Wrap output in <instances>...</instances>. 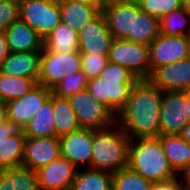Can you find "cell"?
Masks as SVG:
<instances>
[{
  "instance_id": "obj_1",
  "label": "cell",
  "mask_w": 190,
  "mask_h": 190,
  "mask_svg": "<svg viewBox=\"0 0 190 190\" xmlns=\"http://www.w3.org/2000/svg\"><path fill=\"white\" fill-rule=\"evenodd\" d=\"M162 98L163 91L148 80H138L116 115V123L130 139L159 137Z\"/></svg>"
},
{
  "instance_id": "obj_2",
  "label": "cell",
  "mask_w": 190,
  "mask_h": 190,
  "mask_svg": "<svg viewBox=\"0 0 190 190\" xmlns=\"http://www.w3.org/2000/svg\"><path fill=\"white\" fill-rule=\"evenodd\" d=\"M128 167L153 184L178 179L158 137L131 139Z\"/></svg>"
},
{
  "instance_id": "obj_3",
  "label": "cell",
  "mask_w": 190,
  "mask_h": 190,
  "mask_svg": "<svg viewBox=\"0 0 190 190\" xmlns=\"http://www.w3.org/2000/svg\"><path fill=\"white\" fill-rule=\"evenodd\" d=\"M130 138L116 122L93 130L91 168L109 173L128 167Z\"/></svg>"
},
{
  "instance_id": "obj_4",
  "label": "cell",
  "mask_w": 190,
  "mask_h": 190,
  "mask_svg": "<svg viewBox=\"0 0 190 190\" xmlns=\"http://www.w3.org/2000/svg\"><path fill=\"white\" fill-rule=\"evenodd\" d=\"M67 99L81 128L99 130L116 122V116L87 89L78 91Z\"/></svg>"
},
{
  "instance_id": "obj_5",
  "label": "cell",
  "mask_w": 190,
  "mask_h": 190,
  "mask_svg": "<svg viewBox=\"0 0 190 190\" xmlns=\"http://www.w3.org/2000/svg\"><path fill=\"white\" fill-rule=\"evenodd\" d=\"M149 46L124 39H113L108 62L127 68L138 80H147L150 75Z\"/></svg>"
},
{
  "instance_id": "obj_6",
  "label": "cell",
  "mask_w": 190,
  "mask_h": 190,
  "mask_svg": "<svg viewBox=\"0 0 190 190\" xmlns=\"http://www.w3.org/2000/svg\"><path fill=\"white\" fill-rule=\"evenodd\" d=\"M82 70L81 53L59 54L49 52L44 47L40 53L38 84L52 89L70 74Z\"/></svg>"
},
{
  "instance_id": "obj_7",
  "label": "cell",
  "mask_w": 190,
  "mask_h": 190,
  "mask_svg": "<svg viewBox=\"0 0 190 190\" xmlns=\"http://www.w3.org/2000/svg\"><path fill=\"white\" fill-rule=\"evenodd\" d=\"M19 18L44 39L61 22L59 1L21 0Z\"/></svg>"
},
{
  "instance_id": "obj_8",
  "label": "cell",
  "mask_w": 190,
  "mask_h": 190,
  "mask_svg": "<svg viewBox=\"0 0 190 190\" xmlns=\"http://www.w3.org/2000/svg\"><path fill=\"white\" fill-rule=\"evenodd\" d=\"M186 106V91L163 92L160 110L161 135H179L190 122Z\"/></svg>"
},
{
  "instance_id": "obj_9",
  "label": "cell",
  "mask_w": 190,
  "mask_h": 190,
  "mask_svg": "<svg viewBox=\"0 0 190 190\" xmlns=\"http://www.w3.org/2000/svg\"><path fill=\"white\" fill-rule=\"evenodd\" d=\"M150 72L155 68L190 57L186 36L159 34L149 45Z\"/></svg>"
},
{
  "instance_id": "obj_10",
  "label": "cell",
  "mask_w": 190,
  "mask_h": 190,
  "mask_svg": "<svg viewBox=\"0 0 190 190\" xmlns=\"http://www.w3.org/2000/svg\"><path fill=\"white\" fill-rule=\"evenodd\" d=\"M137 81H103L100 77L88 80L86 89L115 116L125 106Z\"/></svg>"
},
{
  "instance_id": "obj_11",
  "label": "cell",
  "mask_w": 190,
  "mask_h": 190,
  "mask_svg": "<svg viewBox=\"0 0 190 190\" xmlns=\"http://www.w3.org/2000/svg\"><path fill=\"white\" fill-rule=\"evenodd\" d=\"M51 93V89L37 84L24 96L6 102L7 119L17 129L23 130Z\"/></svg>"
},
{
  "instance_id": "obj_12",
  "label": "cell",
  "mask_w": 190,
  "mask_h": 190,
  "mask_svg": "<svg viewBox=\"0 0 190 190\" xmlns=\"http://www.w3.org/2000/svg\"><path fill=\"white\" fill-rule=\"evenodd\" d=\"M60 154L77 169L91 168L93 130L80 128L59 137Z\"/></svg>"
},
{
  "instance_id": "obj_13",
  "label": "cell",
  "mask_w": 190,
  "mask_h": 190,
  "mask_svg": "<svg viewBox=\"0 0 190 190\" xmlns=\"http://www.w3.org/2000/svg\"><path fill=\"white\" fill-rule=\"evenodd\" d=\"M113 39L108 31L105 17L100 12L78 32L79 52L108 55Z\"/></svg>"
},
{
  "instance_id": "obj_14",
  "label": "cell",
  "mask_w": 190,
  "mask_h": 190,
  "mask_svg": "<svg viewBox=\"0 0 190 190\" xmlns=\"http://www.w3.org/2000/svg\"><path fill=\"white\" fill-rule=\"evenodd\" d=\"M142 10L139 4L112 2L101 8L108 31L115 39L133 42L134 13Z\"/></svg>"
},
{
  "instance_id": "obj_15",
  "label": "cell",
  "mask_w": 190,
  "mask_h": 190,
  "mask_svg": "<svg viewBox=\"0 0 190 190\" xmlns=\"http://www.w3.org/2000/svg\"><path fill=\"white\" fill-rule=\"evenodd\" d=\"M147 80L163 92L190 90V57L155 68Z\"/></svg>"
},
{
  "instance_id": "obj_16",
  "label": "cell",
  "mask_w": 190,
  "mask_h": 190,
  "mask_svg": "<svg viewBox=\"0 0 190 190\" xmlns=\"http://www.w3.org/2000/svg\"><path fill=\"white\" fill-rule=\"evenodd\" d=\"M60 155L59 137L26 138L22 166L37 171Z\"/></svg>"
},
{
  "instance_id": "obj_17",
  "label": "cell",
  "mask_w": 190,
  "mask_h": 190,
  "mask_svg": "<svg viewBox=\"0 0 190 190\" xmlns=\"http://www.w3.org/2000/svg\"><path fill=\"white\" fill-rule=\"evenodd\" d=\"M77 168L61 155L37 170L40 190H70Z\"/></svg>"
},
{
  "instance_id": "obj_18",
  "label": "cell",
  "mask_w": 190,
  "mask_h": 190,
  "mask_svg": "<svg viewBox=\"0 0 190 190\" xmlns=\"http://www.w3.org/2000/svg\"><path fill=\"white\" fill-rule=\"evenodd\" d=\"M10 52H41L43 38L20 18L5 31Z\"/></svg>"
},
{
  "instance_id": "obj_19",
  "label": "cell",
  "mask_w": 190,
  "mask_h": 190,
  "mask_svg": "<svg viewBox=\"0 0 190 190\" xmlns=\"http://www.w3.org/2000/svg\"><path fill=\"white\" fill-rule=\"evenodd\" d=\"M41 52H10L3 61L0 72L13 77L39 79Z\"/></svg>"
},
{
  "instance_id": "obj_20",
  "label": "cell",
  "mask_w": 190,
  "mask_h": 190,
  "mask_svg": "<svg viewBox=\"0 0 190 190\" xmlns=\"http://www.w3.org/2000/svg\"><path fill=\"white\" fill-rule=\"evenodd\" d=\"M43 47L49 52L59 54L77 52L79 51L78 32L61 21L45 36Z\"/></svg>"
},
{
  "instance_id": "obj_21",
  "label": "cell",
  "mask_w": 190,
  "mask_h": 190,
  "mask_svg": "<svg viewBox=\"0 0 190 190\" xmlns=\"http://www.w3.org/2000/svg\"><path fill=\"white\" fill-rule=\"evenodd\" d=\"M61 21L79 32L85 24L94 19L100 12V5H87L75 1L59 0Z\"/></svg>"
},
{
  "instance_id": "obj_22",
  "label": "cell",
  "mask_w": 190,
  "mask_h": 190,
  "mask_svg": "<svg viewBox=\"0 0 190 190\" xmlns=\"http://www.w3.org/2000/svg\"><path fill=\"white\" fill-rule=\"evenodd\" d=\"M0 190H40L37 172L23 166L0 169Z\"/></svg>"
},
{
  "instance_id": "obj_23",
  "label": "cell",
  "mask_w": 190,
  "mask_h": 190,
  "mask_svg": "<svg viewBox=\"0 0 190 190\" xmlns=\"http://www.w3.org/2000/svg\"><path fill=\"white\" fill-rule=\"evenodd\" d=\"M26 138L56 136L52 93L23 129Z\"/></svg>"
},
{
  "instance_id": "obj_24",
  "label": "cell",
  "mask_w": 190,
  "mask_h": 190,
  "mask_svg": "<svg viewBox=\"0 0 190 190\" xmlns=\"http://www.w3.org/2000/svg\"><path fill=\"white\" fill-rule=\"evenodd\" d=\"M165 156L178 174L190 163V144L179 135H160Z\"/></svg>"
},
{
  "instance_id": "obj_25",
  "label": "cell",
  "mask_w": 190,
  "mask_h": 190,
  "mask_svg": "<svg viewBox=\"0 0 190 190\" xmlns=\"http://www.w3.org/2000/svg\"><path fill=\"white\" fill-rule=\"evenodd\" d=\"M113 174L92 168L77 169L70 190H112Z\"/></svg>"
},
{
  "instance_id": "obj_26",
  "label": "cell",
  "mask_w": 190,
  "mask_h": 190,
  "mask_svg": "<svg viewBox=\"0 0 190 190\" xmlns=\"http://www.w3.org/2000/svg\"><path fill=\"white\" fill-rule=\"evenodd\" d=\"M26 136L18 129L9 138L0 140V169L22 166Z\"/></svg>"
},
{
  "instance_id": "obj_27",
  "label": "cell",
  "mask_w": 190,
  "mask_h": 190,
  "mask_svg": "<svg viewBox=\"0 0 190 190\" xmlns=\"http://www.w3.org/2000/svg\"><path fill=\"white\" fill-rule=\"evenodd\" d=\"M52 102L56 137L69 134L81 128L67 98L57 97L52 94Z\"/></svg>"
},
{
  "instance_id": "obj_28",
  "label": "cell",
  "mask_w": 190,
  "mask_h": 190,
  "mask_svg": "<svg viewBox=\"0 0 190 190\" xmlns=\"http://www.w3.org/2000/svg\"><path fill=\"white\" fill-rule=\"evenodd\" d=\"M37 84L32 78L13 77L0 72V100L6 103L20 98Z\"/></svg>"
},
{
  "instance_id": "obj_29",
  "label": "cell",
  "mask_w": 190,
  "mask_h": 190,
  "mask_svg": "<svg viewBox=\"0 0 190 190\" xmlns=\"http://www.w3.org/2000/svg\"><path fill=\"white\" fill-rule=\"evenodd\" d=\"M159 34V19L144 11L134 13L133 42L149 46Z\"/></svg>"
},
{
  "instance_id": "obj_30",
  "label": "cell",
  "mask_w": 190,
  "mask_h": 190,
  "mask_svg": "<svg viewBox=\"0 0 190 190\" xmlns=\"http://www.w3.org/2000/svg\"><path fill=\"white\" fill-rule=\"evenodd\" d=\"M160 34L186 36L190 31V12L184 5L172 10L159 20Z\"/></svg>"
},
{
  "instance_id": "obj_31",
  "label": "cell",
  "mask_w": 190,
  "mask_h": 190,
  "mask_svg": "<svg viewBox=\"0 0 190 190\" xmlns=\"http://www.w3.org/2000/svg\"><path fill=\"white\" fill-rule=\"evenodd\" d=\"M153 183L143 178L129 167L113 174L112 190H152Z\"/></svg>"
},
{
  "instance_id": "obj_32",
  "label": "cell",
  "mask_w": 190,
  "mask_h": 190,
  "mask_svg": "<svg viewBox=\"0 0 190 190\" xmlns=\"http://www.w3.org/2000/svg\"><path fill=\"white\" fill-rule=\"evenodd\" d=\"M88 78L82 70L70 74L60 81L55 87L51 89L52 94L61 98H68L69 96L86 89Z\"/></svg>"
},
{
  "instance_id": "obj_33",
  "label": "cell",
  "mask_w": 190,
  "mask_h": 190,
  "mask_svg": "<svg viewBox=\"0 0 190 190\" xmlns=\"http://www.w3.org/2000/svg\"><path fill=\"white\" fill-rule=\"evenodd\" d=\"M140 8L149 15L161 19L172 10L183 6V0H141Z\"/></svg>"
},
{
  "instance_id": "obj_34",
  "label": "cell",
  "mask_w": 190,
  "mask_h": 190,
  "mask_svg": "<svg viewBox=\"0 0 190 190\" xmlns=\"http://www.w3.org/2000/svg\"><path fill=\"white\" fill-rule=\"evenodd\" d=\"M82 71L88 79L96 78L108 63V55L81 54Z\"/></svg>"
},
{
  "instance_id": "obj_35",
  "label": "cell",
  "mask_w": 190,
  "mask_h": 190,
  "mask_svg": "<svg viewBox=\"0 0 190 190\" xmlns=\"http://www.w3.org/2000/svg\"><path fill=\"white\" fill-rule=\"evenodd\" d=\"M19 19V1L0 0V31H5Z\"/></svg>"
},
{
  "instance_id": "obj_36",
  "label": "cell",
  "mask_w": 190,
  "mask_h": 190,
  "mask_svg": "<svg viewBox=\"0 0 190 190\" xmlns=\"http://www.w3.org/2000/svg\"><path fill=\"white\" fill-rule=\"evenodd\" d=\"M103 81H138V79L125 67L108 62L99 74Z\"/></svg>"
},
{
  "instance_id": "obj_37",
  "label": "cell",
  "mask_w": 190,
  "mask_h": 190,
  "mask_svg": "<svg viewBox=\"0 0 190 190\" xmlns=\"http://www.w3.org/2000/svg\"><path fill=\"white\" fill-rule=\"evenodd\" d=\"M17 130L18 129L9 120L0 123V140L9 138Z\"/></svg>"
},
{
  "instance_id": "obj_38",
  "label": "cell",
  "mask_w": 190,
  "mask_h": 190,
  "mask_svg": "<svg viewBox=\"0 0 190 190\" xmlns=\"http://www.w3.org/2000/svg\"><path fill=\"white\" fill-rule=\"evenodd\" d=\"M9 53H10V50H9L8 41H7L5 32L0 31V67L3 61L9 55Z\"/></svg>"
},
{
  "instance_id": "obj_39",
  "label": "cell",
  "mask_w": 190,
  "mask_h": 190,
  "mask_svg": "<svg viewBox=\"0 0 190 190\" xmlns=\"http://www.w3.org/2000/svg\"><path fill=\"white\" fill-rule=\"evenodd\" d=\"M178 181L182 187L190 190V163L178 173Z\"/></svg>"
},
{
  "instance_id": "obj_40",
  "label": "cell",
  "mask_w": 190,
  "mask_h": 190,
  "mask_svg": "<svg viewBox=\"0 0 190 190\" xmlns=\"http://www.w3.org/2000/svg\"><path fill=\"white\" fill-rule=\"evenodd\" d=\"M180 186L178 179H174L166 183L153 184L152 190H178Z\"/></svg>"
},
{
  "instance_id": "obj_41",
  "label": "cell",
  "mask_w": 190,
  "mask_h": 190,
  "mask_svg": "<svg viewBox=\"0 0 190 190\" xmlns=\"http://www.w3.org/2000/svg\"><path fill=\"white\" fill-rule=\"evenodd\" d=\"M179 136L190 144V122L184 126Z\"/></svg>"
},
{
  "instance_id": "obj_42",
  "label": "cell",
  "mask_w": 190,
  "mask_h": 190,
  "mask_svg": "<svg viewBox=\"0 0 190 190\" xmlns=\"http://www.w3.org/2000/svg\"><path fill=\"white\" fill-rule=\"evenodd\" d=\"M7 119V106L5 102H0V123L5 122Z\"/></svg>"
},
{
  "instance_id": "obj_43",
  "label": "cell",
  "mask_w": 190,
  "mask_h": 190,
  "mask_svg": "<svg viewBox=\"0 0 190 190\" xmlns=\"http://www.w3.org/2000/svg\"><path fill=\"white\" fill-rule=\"evenodd\" d=\"M69 1H75L87 5H99L95 0H69Z\"/></svg>"
},
{
  "instance_id": "obj_44",
  "label": "cell",
  "mask_w": 190,
  "mask_h": 190,
  "mask_svg": "<svg viewBox=\"0 0 190 190\" xmlns=\"http://www.w3.org/2000/svg\"><path fill=\"white\" fill-rule=\"evenodd\" d=\"M141 0H112V2L117 3H130V4H139Z\"/></svg>"
},
{
  "instance_id": "obj_45",
  "label": "cell",
  "mask_w": 190,
  "mask_h": 190,
  "mask_svg": "<svg viewBox=\"0 0 190 190\" xmlns=\"http://www.w3.org/2000/svg\"><path fill=\"white\" fill-rule=\"evenodd\" d=\"M186 106L188 109V114H189V118H190V90L186 91Z\"/></svg>"
},
{
  "instance_id": "obj_46",
  "label": "cell",
  "mask_w": 190,
  "mask_h": 190,
  "mask_svg": "<svg viewBox=\"0 0 190 190\" xmlns=\"http://www.w3.org/2000/svg\"><path fill=\"white\" fill-rule=\"evenodd\" d=\"M101 7L112 3V0H95Z\"/></svg>"
},
{
  "instance_id": "obj_47",
  "label": "cell",
  "mask_w": 190,
  "mask_h": 190,
  "mask_svg": "<svg viewBox=\"0 0 190 190\" xmlns=\"http://www.w3.org/2000/svg\"><path fill=\"white\" fill-rule=\"evenodd\" d=\"M183 5L185 9L190 12V0H183Z\"/></svg>"
},
{
  "instance_id": "obj_48",
  "label": "cell",
  "mask_w": 190,
  "mask_h": 190,
  "mask_svg": "<svg viewBox=\"0 0 190 190\" xmlns=\"http://www.w3.org/2000/svg\"><path fill=\"white\" fill-rule=\"evenodd\" d=\"M186 39H187V42L189 43V48H190V31L187 32Z\"/></svg>"
},
{
  "instance_id": "obj_49",
  "label": "cell",
  "mask_w": 190,
  "mask_h": 190,
  "mask_svg": "<svg viewBox=\"0 0 190 190\" xmlns=\"http://www.w3.org/2000/svg\"><path fill=\"white\" fill-rule=\"evenodd\" d=\"M178 190H189V189H186V188L180 186V187L178 188Z\"/></svg>"
}]
</instances>
